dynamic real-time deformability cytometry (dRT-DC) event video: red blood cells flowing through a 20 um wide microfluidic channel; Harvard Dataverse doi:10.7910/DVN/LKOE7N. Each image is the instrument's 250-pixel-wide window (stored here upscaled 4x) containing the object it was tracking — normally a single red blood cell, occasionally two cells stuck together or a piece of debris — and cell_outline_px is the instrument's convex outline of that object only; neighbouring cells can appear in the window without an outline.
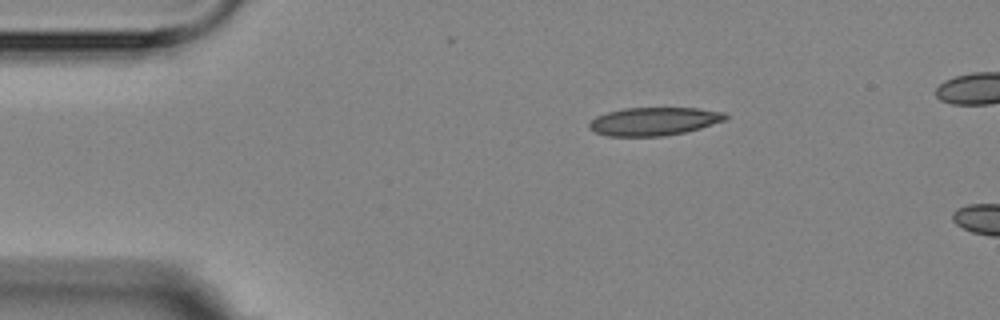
{"species": "Egyptian fruit bat (a non-hibernating species)", "species_latin": "Rousettus aegyptiacus", "temperature_condition": "room temperature", "stored_images_in_passage": 2, "camera_frame_rate_fps": 3000, "um_per_image_px": 0.085, "animal": {"sex": "female"}, "frame": {"image": 1, "passage_image": 1, "time_ms": 0.0, "image_size_px": [1000, 320], "cell_outline_px": [[728, 116], [724, 120], [700, 128], [684, 132], [664, 136], [608, 136], [596, 132], [588, 128], [588, 124], [596, 116], [608, 112], [624, 108], [696, 108], [724, 112]], "centroid_in_image_um": [55.56, 10.31], "position_along_channel_um": 29.4, "area_um2": 22.2}}